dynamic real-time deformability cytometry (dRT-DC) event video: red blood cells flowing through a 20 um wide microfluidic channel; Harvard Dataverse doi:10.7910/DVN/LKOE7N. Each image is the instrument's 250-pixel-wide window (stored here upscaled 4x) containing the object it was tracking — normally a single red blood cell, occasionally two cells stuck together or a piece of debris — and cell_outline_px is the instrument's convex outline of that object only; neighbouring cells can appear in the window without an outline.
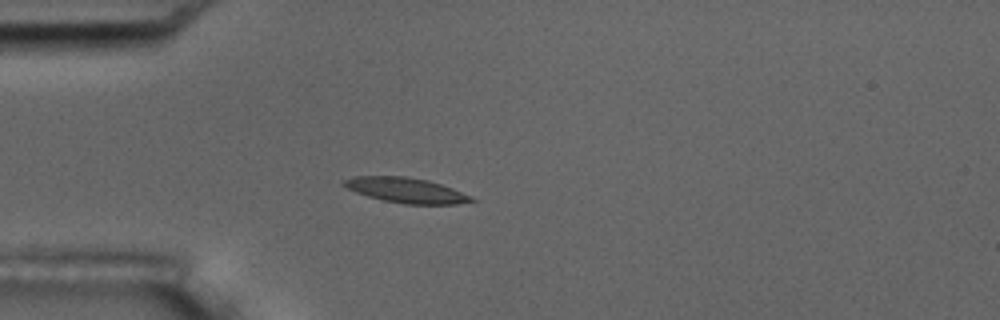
{"species": "common noctule bat (a hibernating species)", "species_latin": "Nyctalus noctula", "temperature_condition": "room temperature", "stored_images_in_passage": 6, "camera_frame_rate_fps": 3000, "um_per_image_px": 0.085, "animal": {"sex": "male", "body_mass_g": 17.5, "forearm_length_mm": 52.3}, "frame": {"image": 1, "passage_image": 5, "time_ms": 4.667, "image_size_px": [1000, 320], "cell_outline_px": [[476, 200], [456, 204], [404, 204], [384, 200], [368, 196], [356, 192], [340, 184], [340, 180], [352, 176], [404, 176], [428, 180], [452, 188], [472, 196]], "centroid_in_image_um": [34.47, 16.16], "position_along_channel_um": 50.5, "area_um2": 18.67}}